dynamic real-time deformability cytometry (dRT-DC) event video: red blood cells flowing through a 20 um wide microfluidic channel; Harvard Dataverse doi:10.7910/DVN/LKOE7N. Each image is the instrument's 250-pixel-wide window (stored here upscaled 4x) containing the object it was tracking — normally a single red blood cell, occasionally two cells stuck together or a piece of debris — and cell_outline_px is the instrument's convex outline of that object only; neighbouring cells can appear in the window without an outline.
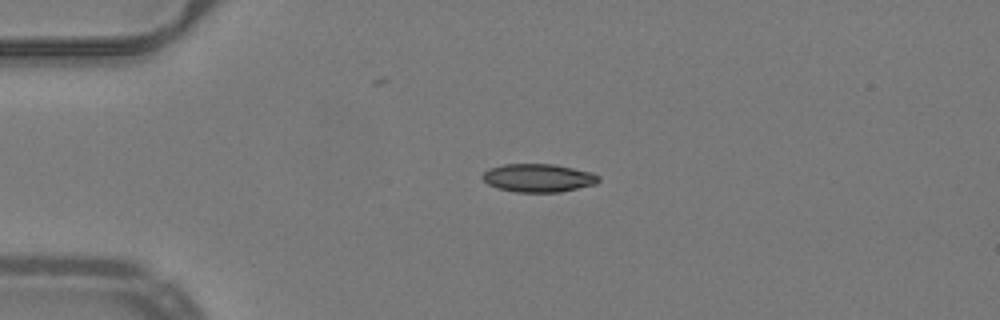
{"species": "common noctule bat (a hibernating species)", "species_latin": "Nyctalus noctula", "temperature_condition": "warm", "stored_images_in_passage": 29, "camera_frame_rate_fps": 3000, "um_per_image_px": 0.085, "animal": {"sex": "male", "body_mass_g": 19.2, "forearm_length_mm": 51.8}, "frame": {"image": 1, "passage_image": 1, "time_ms": 0.0, "image_size_px": [1000, 320], "cell_outline_px": [[600, 180], [596, 184], [560, 192], [516, 192], [496, 188], [488, 184], [480, 176], [488, 168], [504, 164], [556, 164], [592, 172], [600, 176]], "centroid_in_image_um": [45.75, 15.12], "position_along_channel_um": 39.2, "area_um2": 19.31}}
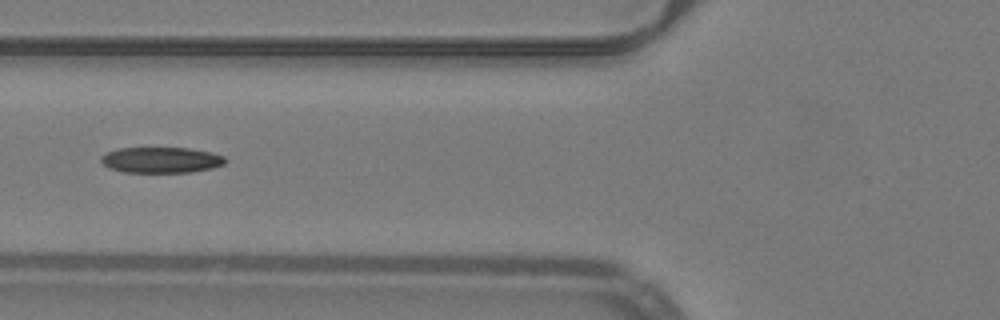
{"frame": {"image": 2, "passage_image": 9, "time_ms": 2.667, "image_size_px": [1000, 320], "cell_outline_px": [[228, 160], [224, 164], [212, 168], [192, 172], [124, 172], [112, 168], [104, 164], [100, 160], [100, 156], [116, 148], [188, 148], [212, 152], [224, 156]], "centroid_in_image_um": [13.73, 13.59], "position_along_channel_um": 112.1, "area_um2": 18.67}}
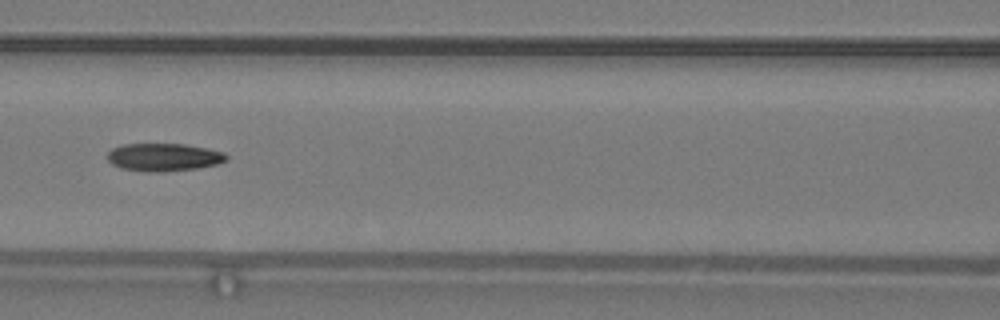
{"frame": {"image": 3, "passage_image": 12, "time_ms": 3.667, "image_size_px": [1000, 320], "cell_outline_px": [[228, 160], [216, 164], [196, 168], [156, 172], [148, 172], [120, 168], [112, 164], [108, 160], [108, 152], [112, 148], [124, 144], [184, 144], [208, 148], [224, 152], [228, 156]], "centroid_in_image_um": [13.92, 13.35], "position_along_channel_um": 152.7, "area_um2": 19.25}, "authors_computed_cell_mechanics": {"area_um2": 19.1896, "velocity_mm_per_s": 4.0078, "shape_relaxation_time_tau1_ms": null, "shape_relaxation_time_tau2_ms": 3.5085, "deformation_change_tau1": null, "deformation_change_tau2": 0.0914}}